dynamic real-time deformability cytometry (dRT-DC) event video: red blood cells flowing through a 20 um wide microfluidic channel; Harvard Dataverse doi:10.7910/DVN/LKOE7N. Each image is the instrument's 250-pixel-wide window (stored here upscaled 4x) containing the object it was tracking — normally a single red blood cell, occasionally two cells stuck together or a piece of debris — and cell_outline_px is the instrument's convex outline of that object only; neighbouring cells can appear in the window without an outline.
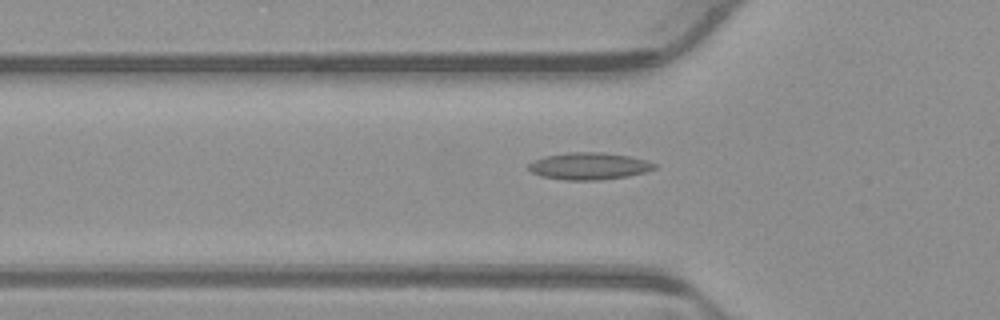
{"species": "common noctule bat (a hibernating species)", "species_latin": "Nyctalus noctula", "temperature_condition": "warm", "stored_images_in_passage": 54, "camera_frame_rate_fps": 3000, "um_per_image_px": 0.085, "animal": {"sex": "male", "body_mass_g": 23.1, "forearm_length_mm": 52.7}, "frame": {"image": 1, "passage_image": 18, "time_ms": 5.667, "image_size_px": [1000, 320], "cell_outline_px": [[656, 168], [648, 172], [628, 176], [600, 180], [564, 180], [540, 176], [532, 172], [528, 168], [528, 164], [532, 160], [544, 156], [568, 152], [604, 152], [628, 156], [648, 160], [656, 164]], "centroid_in_image_um": [50.07, 14.11], "position_along_channel_um": 75.7, "area_um2": 20.11}}
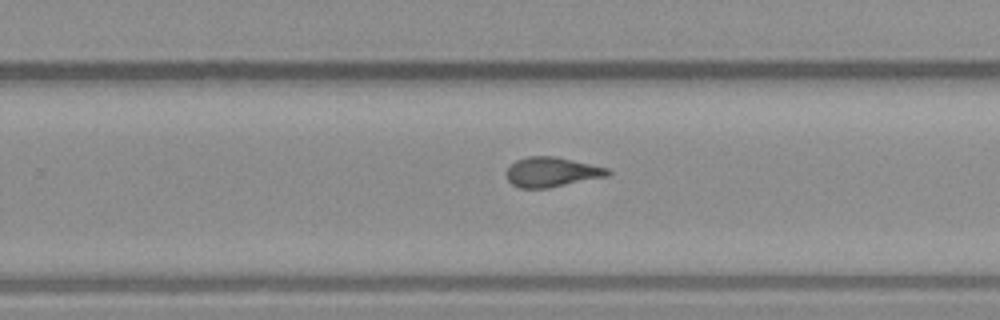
{"frame": {"image": 2, "passage_image": 34, "time_ms": 11.0, "image_size_px": [1000, 320], "cell_outline_px": [[612, 172], [608, 176], [548, 188], [520, 188], [512, 184], [508, 180], [508, 168], [516, 160], [528, 156], [556, 156], [608, 168]], "centroid_in_image_um": [46.92, 14.62], "position_along_channel_um": 282.9, "area_um2": 17.46}}
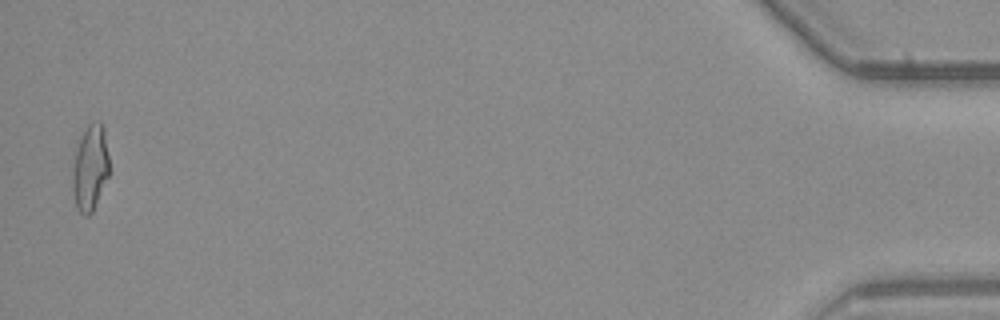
{"frame": {"image": 3, "passage_image": 53, "time_ms": 17.333, "image_size_px": [1000, 320], "cell_outline_px": [[108, 176], [92, 212], [88, 216], [84, 216], [76, 208], [72, 192], [72, 168], [80, 136], [88, 124], [92, 120], [100, 120], [104, 128], [108, 156]], "centroid_in_image_um": [7.64, 14.25], "position_along_channel_um": 427.6, "area_um2": 18.44}, "authors_computed_cell_mechanics": {"area_um2": 17.9758, "velocity_mm_per_s": 3.8701, "shape_relaxation_time_tau1_ms": null, "shape_relaxation_time_tau2_ms": 2.8151, "deformation_change_tau1": null, "deformation_change_tau2": 0.1146}}